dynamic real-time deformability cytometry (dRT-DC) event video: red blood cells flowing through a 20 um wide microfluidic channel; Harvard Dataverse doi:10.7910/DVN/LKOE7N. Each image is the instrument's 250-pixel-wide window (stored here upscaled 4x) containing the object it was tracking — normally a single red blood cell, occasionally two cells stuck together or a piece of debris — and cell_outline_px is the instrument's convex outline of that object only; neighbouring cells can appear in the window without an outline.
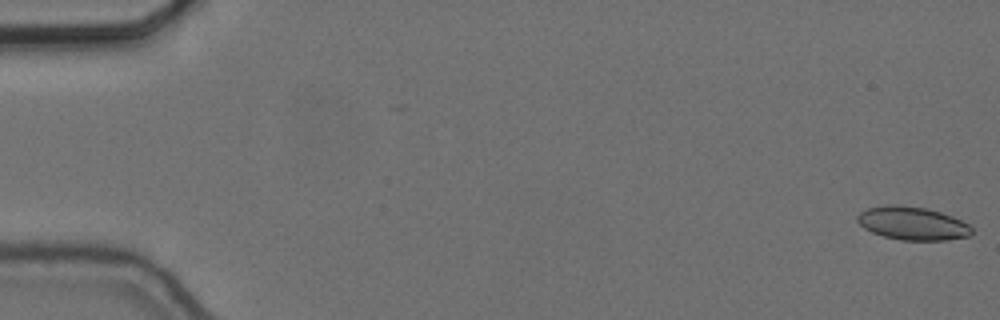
{"species": "common noctule bat (a hibernating species)", "species_latin": "Nyctalus noctula", "temperature_condition": "cold", "stored_images_in_passage": 57, "camera_frame_rate_fps": 3000, "um_per_image_px": 0.085, "animal": {"sex": "female", "body_mass_g": 24.6, "forearm_length_mm": 56.2}, "frame": {"image": 1, "passage_image": 1, "time_ms": 0.0, "image_size_px": [1000, 320], "cell_outline_px": [[972, 232], [968, 236], [944, 240], [900, 240], [884, 236], [872, 232], [864, 228], [856, 220], [856, 216], [860, 212], [868, 208], [884, 204], [896, 204], [924, 208], [940, 212], [952, 216], [968, 224], [972, 228]], "centroid_in_image_um": [77.52, 18.97], "position_along_channel_um": 7.5, "area_um2": 22.08}}
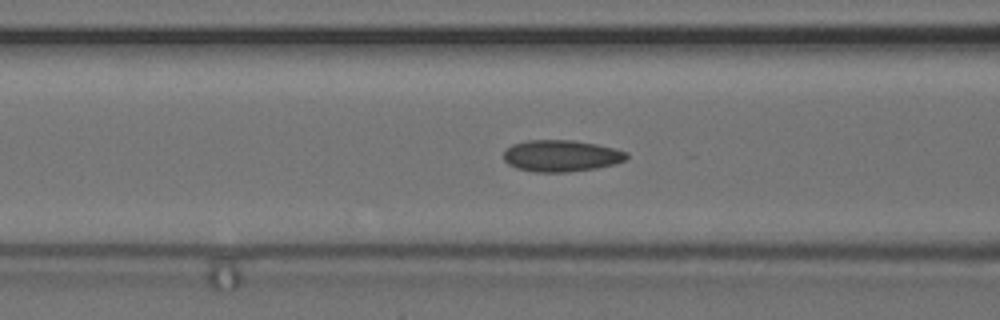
{"frame": {"image": 2, "passage_image": 23, "time_ms": 7.333, "image_size_px": [1000, 320], "cell_outline_px": [[628, 156], [624, 160], [616, 164], [596, 168], [568, 172], [536, 172], [516, 168], [508, 164], [504, 160], [504, 152], [512, 144], [528, 140], [576, 140], [616, 148], [628, 152]], "centroid_in_image_um": [47.72, 13.24], "position_along_channel_um": 118.9, "area_um2": 22.77}}
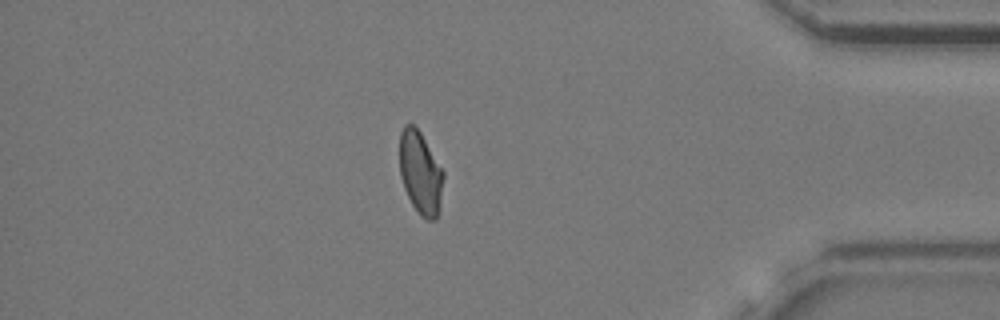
{"frame": {"image": 3, "passage_image": 49, "time_ms": 16.0, "image_size_px": [1000, 320], "cell_outline_px": [[444, 176], [440, 212], [436, 220], [428, 220], [420, 216], [412, 204], [404, 188], [400, 176], [400, 132], [404, 124], [412, 124], [420, 132], [444, 172]], "centroid_in_image_um": [35.75, 14.73], "position_along_channel_um": 399.5, "area_um2": 21.27}, "authors_computed_cell_mechanics": {"area_um2": 21.7906, "velocity_mm_per_s": 3.6532, "shape_relaxation_time_tau1_ms": null, "shape_relaxation_time_tau2_ms": 2.4619, "deformation_change_tau1": null, "deformation_change_tau2": 0.075}}